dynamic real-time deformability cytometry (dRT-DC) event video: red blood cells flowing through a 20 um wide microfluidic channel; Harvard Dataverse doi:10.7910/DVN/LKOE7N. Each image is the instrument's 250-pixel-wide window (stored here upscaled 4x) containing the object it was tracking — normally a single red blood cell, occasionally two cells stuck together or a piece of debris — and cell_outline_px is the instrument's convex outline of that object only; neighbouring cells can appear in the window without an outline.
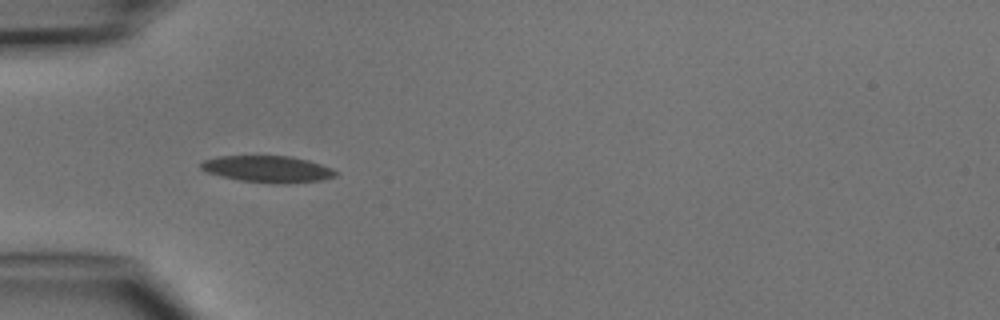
{"species": "common noctule bat (a hibernating species)", "species_latin": "Nyctalus noctula", "temperature_condition": "cold", "stored_images_in_passage": 8, "camera_frame_rate_fps": 3000, "um_per_image_px": 0.085, "animal": {"sex": "male", "body_mass_g": 15.6}, "frame": {"image": 1, "passage_image": 5, "time_ms": 4.667, "image_size_px": [1000, 320], "cell_outline_px": [[340, 172], [336, 176], [320, 180], [288, 184], [280, 184], [240, 180], [208, 172], [200, 168], [200, 164], [204, 160], [216, 156], [292, 156], [308, 160], [332, 168]], "centroid_in_image_um": [22.8, 14.37], "position_along_channel_um": 62.2, "area_um2": 20.87}}
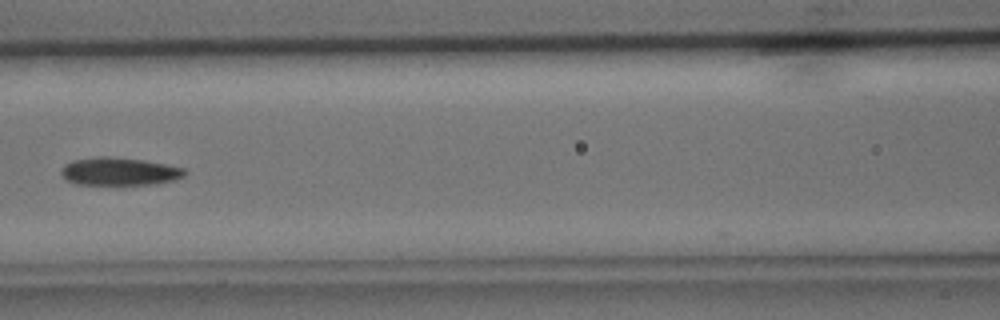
{"frame": {"image": 2, "passage_image": 7, "time_ms": 7.0, "image_size_px": [1000, 320], "cell_outline_px": [[188, 172], [184, 176], [176, 180], [156, 184], [76, 184], [64, 180], [60, 172], [60, 168], [64, 164], [72, 160], [96, 156], [108, 156], [144, 160], [184, 168]], "centroid_in_image_um": [10.11, 14.57], "position_along_channel_um": 156.5, "area_um2": 20.35}}